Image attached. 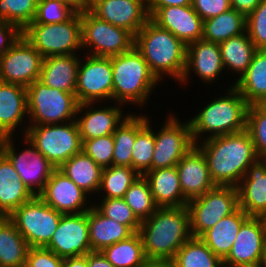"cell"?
<instances>
[{
    "instance_id": "obj_32",
    "label": "cell",
    "mask_w": 266,
    "mask_h": 267,
    "mask_svg": "<svg viewBox=\"0 0 266 267\" xmlns=\"http://www.w3.org/2000/svg\"><path fill=\"white\" fill-rule=\"evenodd\" d=\"M58 169L88 196L98 193L103 168L97 165L84 151L72 156Z\"/></svg>"
},
{
    "instance_id": "obj_58",
    "label": "cell",
    "mask_w": 266,
    "mask_h": 267,
    "mask_svg": "<svg viewBox=\"0 0 266 267\" xmlns=\"http://www.w3.org/2000/svg\"><path fill=\"white\" fill-rule=\"evenodd\" d=\"M260 267H266V245H265V248H264V253H263V257H262V261H261Z\"/></svg>"
},
{
    "instance_id": "obj_38",
    "label": "cell",
    "mask_w": 266,
    "mask_h": 267,
    "mask_svg": "<svg viewBox=\"0 0 266 267\" xmlns=\"http://www.w3.org/2000/svg\"><path fill=\"white\" fill-rule=\"evenodd\" d=\"M171 261L174 267H224L223 261L199 237L187 240Z\"/></svg>"
},
{
    "instance_id": "obj_44",
    "label": "cell",
    "mask_w": 266,
    "mask_h": 267,
    "mask_svg": "<svg viewBox=\"0 0 266 267\" xmlns=\"http://www.w3.org/2000/svg\"><path fill=\"white\" fill-rule=\"evenodd\" d=\"M102 200L93 205L104 216L120 224L127 225L134 233L139 232L141 221L123 198H103Z\"/></svg>"
},
{
    "instance_id": "obj_59",
    "label": "cell",
    "mask_w": 266,
    "mask_h": 267,
    "mask_svg": "<svg viewBox=\"0 0 266 267\" xmlns=\"http://www.w3.org/2000/svg\"><path fill=\"white\" fill-rule=\"evenodd\" d=\"M263 219H264V222H265V225H266V215L263 217Z\"/></svg>"
},
{
    "instance_id": "obj_36",
    "label": "cell",
    "mask_w": 266,
    "mask_h": 267,
    "mask_svg": "<svg viewBox=\"0 0 266 267\" xmlns=\"http://www.w3.org/2000/svg\"><path fill=\"white\" fill-rule=\"evenodd\" d=\"M101 252L114 267H140L147 260L139 232L105 247Z\"/></svg>"
},
{
    "instance_id": "obj_14",
    "label": "cell",
    "mask_w": 266,
    "mask_h": 267,
    "mask_svg": "<svg viewBox=\"0 0 266 267\" xmlns=\"http://www.w3.org/2000/svg\"><path fill=\"white\" fill-rule=\"evenodd\" d=\"M13 141H15L13 136L7 137L3 154L12 163L26 187L35 196H38L44 190L47 181L56 168L25 136L22 137V141L28 147L20 150L19 153L15 151L16 147Z\"/></svg>"
},
{
    "instance_id": "obj_46",
    "label": "cell",
    "mask_w": 266,
    "mask_h": 267,
    "mask_svg": "<svg viewBox=\"0 0 266 267\" xmlns=\"http://www.w3.org/2000/svg\"><path fill=\"white\" fill-rule=\"evenodd\" d=\"M82 151L100 167H110L113 165V134L85 140L82 145Z\"/></svg>"
},
{
    "instance_id": "obj_40",
    "label": "cell",
    "mask_w": 266,
    "mask_h": 267,
    "mask_svg": "<svg viewBox=\"0 0 266 267\" xmlns=\"http://www.w3.org/2000/svg\"><path fill=\"white\" fill-rule=\"evenodd\" d=\"M131 113L113 133L114 166L132 167V152L137 135V115Z\"/></svg>"
},
{
    "instance_id": "obj_8",
    "label": "cell",
    "mask_w": 266,
    "mask_h": 267,
    "mask_svg": "<svg viewBox=\"0 0 266 267\" xmlns=\"http://www.w3.org/2000/svg\"><path fill=\"white\" fill-rule=\"evenodd\" d=\"M25 137L55 168L82 151L83 143L76 120L28 126Z\"/></svg>"
},
{
    "instance_id": "obj_2",
    "label": "cell",
    "mask_w": 266,
    "mask_h": 267,
    "mask_svg": "<svg viewBox=\"0 0 266 267\" xmlns=\"http://www.w3.org/2000/svg\"><path fill=\"white\" fill-rule=\"evenodd\" d=\"M139 233L147 259L171 261L192 237L187 206L158 207L148 219L141 221Z\"/></svg>"
},
{
    "instance_id": "obj_37",
    "label": "cell",
    "mask_w": 266,
    "mask_h": 267,
    "mask_svg": "<svg viewBox=\"0 0 266 267\" xmlns=\"http://www.w3.org/2000/svg\"><path fill=\"white\" fill-rule=\"evenodd\" d=\"M146 114L137 115V135L132 152V168L140 175L151 170L155 148L154 130Z\"/></svg>"
},
{
    "instance_id": "obj_15",
    "label": "cell",
    "mask_w": 266,
    "mask_h": 267,
    "mask_svg": "<svg viewBox=\"0 0 266 267\" xmlns=\"http://www.w3.org/2000/svg\"><path fill=\"white\" fill-rule=\"evenodd\" d=\"M44 57L21 35L0 58V81L27 88L39 80Z\"/></svg>"
},
{
    "instance_id": "obj_30",
    "label": "cell",
    "mask_w": 266,
    "mask_h": 267,
    "mask_svg": "<svg viewBox=\"0 0 266 267\" xmlns=\"http://www.w3.org/2000/svg\"><path fill=\"white\" fill-rule=\"evenodd\" d=\"M88 227L92 251H102L134 234L127 225L104 216L93 204L88 210Z\"/></svg>"
},
{
    "instance_id": "obj_33",
    "label": "cell",
    "mask_w": 266,
    "mask_h": 267,
    "mask_svg": "<svg viewBox=\"0 0 266 267\" xmlns=\"http://www.w3.org/2000/svg\"><path fill=\"white\" fill-rule=\"evenodd\" d=\"M30 246L8 217H0V267H25Z\"/></svg>"
},
{
    "instance_id": "obj_4",
    "label": "cell",
    "mask_w": 266,
    "mask_h": 267,
    "mask_svg": "<svg viewBox=\"0 0 266 267\" xmlns=\"http://www.w3.org/2000/svg\"><path fill=\"white\" fill-rule=\"evenodd\" d=\"M225 94L210 101L197 112L198 114L189 119L195 145L201 139L204 141L246 129L249 104L234 84L230 85Z\"/></svg>"
},
{
    "instance_id": "obj_20",
    "label": "cell",
    "mask_w": 266,
    "mask_h": 267,
    "mask_svg": "<svg viewBox=\"0 0 266 267\" xmlns=\"http://www.w3.org/2000/svg\"><path fill=\"white\" fill-rule=\"evenodd\" d=\"M97 103L79 104L76 113V122L79 128L82 143L85 140L111 135L131 114H123L122 104L95 107ZM94 107V108H93ZM84 111V112H83ZM81 114V115H80Z\"/></svg>"
},
{
    "instance_id": "obj_34",
    "label": "cell",
    "mask_w": 266,
    "mask_h": 267,
    "mask_svg": "<svg viewBox=\"0 0 266 267\" xmlns=\"http://www.w3.org/2000/svg\"><path fill=\"white\" fill-rule=\"evenodd\" d=\"M219 48L224 69L233 74L236 72L237 80L247 71L254 53L258 50L247 31L221 42Z\"/></svg>"
},
{
    "instance_id": "obj_48",
    "label": "cell",
    "mask_w": 266,
    "mask_h": 267,
    "mask_svg": "<svg viewBox=\"0 0 266 267\" xmlns=\"http://www.w3.org/2000/svg\"><path fill=\"white\" fill-rule=\"evenodd\" d=\"M64 259L45 247H30L25 267H63Z\"/></svg>"
},
{
    "instance_id": "obj_24",
    "label": "cell",
    "mask_w": 266,
    "mask_h": 267,
    "mask_svg": "<svg viewBox=\"0 0 266 267\" xmlns=\"http://www.w3.org/2000/svg\"><path fill=\"white\" fill-rule=\"evenodd\" d=\"M239 208L249 217L266 215V160L258 159L237 186Z\"/></svg>"
},
{
    "instance_id": "obj_17",
    "label": "cell",
    "mask_w": 266,
    "mask_h": 267,
    "mask_svg": "<svg viewBox=\"0 0 266 267\" xmlns=\"http://www.w3.org/2000/svg\"><path fill=\"white\" fill-rule=\"evenodd\" d=\"M45 248L63 259L87 255L91 252L88 211L79 214H62L57 229Z\"/></svg>"
},
{
    "instance_id": "obj_21",
    "label": "cell",
    "mask_w": 266,
    "mask_h": 267,
    "mask_svg": "<svg viewBox=\"0 0 266 267\" xmlns=\"http://www.w3.org/2000/svg\"><path fill=\"white\" fill-rule=\"evenodd\" d=\"M38 196L62 214H79L92 207L86 202L88 195L58 168L53 171L44 190Z\"/></svg>"
},
{
    "instance_id": "obj_16",
    "label": "cell",
    "mask_w": 266,
    "mask_h": 267,
    "mask_svg": "<svg viewBox=\"0 0 266 267\" xmlns=\"http://www.w3.org/2000/svg\"><path fill=\"white\" fill-rule=\"evenodd\" d=\"M266 245L263 217H249L240 227L224 267H260Z\"/></svg>"
},
{
    "instance_id": "obj_23",
    "label": "cell",
    "mask_w": 266,
    "mask_h": 267,
    "mask_svg": "<svg viewBox=\"0 0 266 267\" xmlns=\"http://www.w3.org/2000/svg\"><path fill=\"white\" fill-rule=\"evenodd\" d=\"M180 188L184 198L190 201L204 195L214 184L203 152L194 145L177 163Z\"/></svg>"
},
{
    "instance_id": "obj_3",
    "label": "cell",
    "mask_w": 266,
    "mask_h": 267,
    "mask_svg": "<svg viewBox=\"0 0 266 267\" xmlns=\"http://www.w3.org/2000/svg\"><path fill=\"white\" fill-rule=\"evenodd\" d=\"M186 46L151 19L134 36V47L160 81L167 75L179 83L186 67Z\"/></svg>"
},
{
    "instance_id": "obj_45",
    "label": "cell",
    "mask_w": 266,
    "mask_h": 267,
    "mask_svg": "<svg viewBox=\"0 0 266 267\" xmlns=\"http://www.w3.org/2000/svg\"><path fill=\"white\" fill-rule=\"evenodd\" d=\"M77 11L59 0H39L36 15L31 23H64L69 21Z\"/></svg>"
},
{
    "instance_id": "obj_13",
    "label": "cell",
    "mask_w": 266,
    "mask_h": 267,
    "mask_svg": "<svg viewBox=\"0 0 266 267\" xmlns=\"http://www.w3.org/2000/svg\"><path fill=\"white\" fill-rule=\"evenodd\" d=\"M86 55V61L81 58L78 69L75 92L77 102L83 104L101 103L103 100L109 102L110 99L112 101L111 57Z\"/></svg>"
},
{
    "instance_id": "obj_43",
    "label": "cell",
    "mask_w": 266,
    "mask_h": 267,
    "mask_svg": "<svg viewBox=\"0 0 266 267\" xmlns=\"http://www.w3.org/2000/svg\"><path fill=\"white\" fill-rule=\"evenodd\" d=\"M246 130L259 159L266 160V104L249 105Z\"/></svg>"
},
{
    "instance_id": "obj_50",
    "label": "cell",
    "mask_w": 266,
    "mask_h": 267,
    "mask_svg": "<svg viewBox=\"0 0 266 267\" xmlns=\"http://www.w3.org/2000/svg\"><path fill=\"white\" fill-rule=\"evenodd\" d=\"M22 35V31L14 24L0 21V58Z\"/></svg>"
},
{
    "instance_id": "obj_31",
    "label": "cell",
    "mask_w": 266,
    "mask_h": 267,
    "mask_svg": "<svg viewBox=\"0 0 266 267\" xmlns=\"http://www.w3.org/2000/svg\"><path fill=\"white\" fill-rule=\"evenodd\" d=\"M234 87L249 105L266 104V49H258Z\"/></svg>"
},
{
    "instance_id": "obj_9",
    "label": "cell",
    "mask_w": 266,
    "mask_h": 267,
    "mask_svg": "<svg viewBox=\"0 0 266 267\" xmlns=\"http://www.w3.org/2000/svg\"><path fill=\"white\" fill-rule=\"evenodd\" d=\"M81 35L82 50L93 56L111 57L134 47L131 32L99 19L88 8L81 12Z\"/></svg>"
},
{
    "instance_id": "obj_42",
    "label": "cell",
    "mask_w": 266,
    "mask_h": 267,
    "mask_svg": "<svg viewBox=\"0 0 266 267\" xmlns=\"http://www.w3.org/2000/svg\"><path fill=\"white\" fill-rule=\"evenodd\" d=\"M39 0H0V21L16 25L23 31L36 15Z\"/></svg>"
},
{
    "instance_id": "obj_7",
    "label": "cell",
    "mask_w": 266,
    "mask_h": 267,
    "mask_svg": "<svg viewBox=\"0 0 266 267\" xmlns=\"http://www.w3.org/2000/svg\"><path fill=\"white\" fill-rule=\"evenodd\" d=\"M22 35L45 58L78 54L82 49L81 12L64 23H30Z\"/></svg>"
},
{
    "instance_id": "obj_56",
    "label": "cell",
    "mask_w": 266,
    "mask_h": 267,
    "mask_svg": "<svg viewBox=\"0 0 266 267\" xmlns=\"http://www.w3.org/2000/svg\"><path fill=\"white\" fill-rule=\"evenodd\" d=\"M67 5L73 7L77 12H82L87 9L89 6V2L87 0H59Z\"/></svg>"
},
{
    "instance_id": "obj_41",
    "label": "cell",
    "mask_w": 266,
    "mask_h": 267,
    "mask_svg": "<svg viewBox=\"0 0 266 267\" xmlns=\"http://www.w3.org/2000/svg\"><path fill=\"white\" fill-rule=\"evenodd\" d=\"M123 199L140 221L148 219L158 208L143 175L130 186Z\"/></svg>"
},
{
    "instance_id": "obj_39",
    "label": "cell",
    "mask_w": 266,
    "mask_h": 267,
    "mask_svg": "<svg viewBox=\"0 0 266 267\" xmlns=\"http://www.w3.org/2000/svg\"><path fill=\"white\" fill-rule=\"evenodd\" d=\"M140 174L128 166H114L103 168L101 185L98 191L102 198H123L130 186L139 178Z\"/></svg>"
},
{
    "instance_id": "obj_29",
    "label": "cell",
    "mask_w": 266,
    "mask_h": 267,
    "mask_svg": "<svg viewBox=\"0 0 266 267\" xmlns=\"http://www.w3.org/2000/svg\"><path fill=\"white\" fill-rule=\"evenodd\" d=\"M248 218L249 216L238 208L231 215L219 220L199 238L223 261L229 254L241 225Z\"/></svg>"
},
{
    "instance_id": "obj_52",
    "label": "cell",
    "mask_w": 266,
    "mask_h": 267,
    "mask_svg": "<svg viewBox=\"0 0 266 267\" xmlns=\"http://www.w3.org/2000/svg\"><path fill=\"white\" fill-rule=\"evenodd\" d=\"M88 267H114L101 251L88 253Z\"/></svg>"
},
{
    "instance_id": "obj_47",
    "label": "cell",
    "mask_w": 266,
    "mask_h": 267,
    "mask_svg": "<svg viewBox=\"0 0 266 267\" xmlns=\"http://www.w3.org/2000/svg\"><path fill=\"white\" fill-rule=\"evenodd\" d=\"M246 31L257 49H266V0L246 17Z\"/></svg>"
},
{
    "instance_id": "obj_54",
    "label": "cell",
    "mask_w": 266,
    "mask_h": 267,
    "mask_svg": "<svg viewBox=\"0 0 266 267\" xmlns=\"http://www.w3.org/2000/svg\"><path fill=\"white\" fill-rule=\"evenodd\" d=\"M63 267H88V254L64 258Z\"/></svg>"
},
{
    "instance_id": "obj_53",
    "label": "cell",
    "mask_w": 266,
    "mask_h": 267,
    "mask_svg": "<svg viewBox=\"0 0 266 267\" xmlns=\"http://www.w3.org/2000/svg\"><path fill=\"white\" fill-rule=\"evenodd\" d=\"M192 0H147V7L188 6Z\"/></svg>"
},
{
    "instance_id": "obj_57",
    "label": "cell",
    "mask_w": 266,
    "mask_h": 267,
    "mask_svg": "<svg viewBox=\"0 0 266 267\" xmlns=\"http://www.w3.org/2000/svg\"><path fill=\"white\" fill-rule=\"evenodd\" d=\"M7 136L0 132V157L3 155L4 144L6 142Z\"/></svg>"
},
{
    "instance_id": "obj_25",
    "label": "cell",
    "mask_w": 266,
    "mask_h": 267,
    "mask_svg": "<svg viewBox=\"0 0 266 267\" xmlns=\"http://www.w3.org/2000/svg\"><path fill=\"white\" fill-rule=\"evenodd\" d=\"M80 60L79 54L45 57L39 81L50 88L75 95Z\"/></svg>"
},
{
    "instance_id": "obj_19",
    "label": "cell",
    "mask_w": 266,
    "mask_h": 267,
    "mask_svg": "<svg viewBox=\"0 0 266 267\" xmlns=\"http://www.w3.org/2000/svg\"><path fill=\"white\" fill-rule=\"evenodd\" d=\"M150 19L185 45L203 38V20L192 5L147 7Z\"/></svg>"
},
{
    "instance_id": "obj_26",
    "label": "cell",
    "mask_w": 266,
    "mask_h": 267,
    "mask_svg": "<svg viewBox=\"0 0 266 267\" xmlns=\"http://www.w3.org/2000/svg\"><path fill=\"white\" fill-rule=\"evenodd\" d=\"M28 117L25 87L0 81V132L14 136L20 124Z\"/></svg>"
},
{
    "instance_id": "obj_10",
    "label": "cell",
    "mask_w": 266,
    "mask_h": 267,
    "mask_svg": "<svg viewBox=\"0 0 266 267\" xmlns=\"http://www.w3.org/2000/svg\"><path fill=\"white\" fill-rule=\"evenodd\" d=\"M192 237H200L219 220L239 208L238 190L234 186H216L187 203Z\"/></svg>"
},
{
    "instance_id": "obj_18",
    "label": "cell",
    "mask_w": 266,
    "mask_h": 267,
    "mask_svg": "<svg viewBox=\"0 0 266 267\" xmlns=\"http://www.w3.org/2000/svg\"><path fill=\"white\" fill-rule=\"evenodd\" d=\"M88 9L99 19L134 36L150 19L147 0H90Z\"/></svg>"
},
{
    "instance_id": "obj_28",
    "label": "cell",
    "mask_w": 266,
    "mask_h": 267,
    "mask_svg": "<svg viewBox=\"0 0 266 267\" xmlns=\"http://www.w3.org/2000/svg\"><path fill=\"white\" fill-rule=\"evenodd\" d=\"M158 207H183L188 201L180 188L177 167L149 170L143 174Z\"/></svg>"
},
{
    "instance_id": "obj_6",
    "label": "cell",
    "mask_w": 266,
    "mask_h": 267,
    "mask_svg": "<svg viewBox=\"0 0 266 267\" xmlns=\"http://www.w3.org/2000/svg\"><path fill=\"white\" fill-rule=\"evenodd\" d=\"M26 90L30 123H25L23 136L28 126L61 124L76 120L79 103L73 93L50 88L39 80L34 81Z\"/></svg>"
},
{
    "instance_id": "obj_35",
    "label": "cell",
    "mask_w": 266,
    "mask_h": 267,
    "mask_svg": "<svg viewBox=\"0 0 266 267\" xmlns=\"http://www.w3.org/2000/svg\"><path fill=\"white\" fill-rule=\"evenodd\" d=\"M246 31V17L231 8L203 21V40L220 44Z\"/></svg>"
},
{
    "instance_id": "obj_12",
    "label": "cell",
    "mask_w": 266,
    "mask_h": 267,
    "mask_svg": "<svg viewBox=\"0 0 266 267\" xmlns=\"http://www.w3.org/2000/svg\"><path fill=\"white\" fill-rule=\"evenodd\" d=\"M160 130L154 132L155 148L151 170L176 166L195 145L189 120L181 122L170 113Z\"/></svg>"
},
{
    "instance_id": "obj_27",
    "label": "cell",
    "mask_w": 266,
    "mask_h": 267,
    "mask_svg": "<svg viewBox=\"0 0 266 267\" xmlns=\"http://www.w3.org/2000/svg\"><path fill=\"white\" fill-rule=\"evenodd\" d=\"M34 197L3 154L0 157V217H9L18 207Z\"/></svg>"
},
{
    "instance_id": "obj_55",
    "label": "cell",
    "mask_w": 266,
    "mask_h": 267,
    "mask_svg": "<svg viewBox=\"0 0 266 267\" xmlns=\"http://www.w3.org/2000/svg\"><path fill=\"white\" fill-rule=\"evenodd\" d=\"M140 267H174L170 260L147 259Z\"/></svg>"
},
{
    "instance_id": "obj_49",
    "label": "cell",
    "mask_w": 266,
    "mask_h": 267,
    "mask_svg": "<svg viewBox=\"0 0 266 267\" xmlns=\"http://www.w3.org/2000/svg\"><path fill=\"white\" fill-rule=\"evenodd\" d=\"M192 7L203 21L232 8L230 0H192Z\"/></svg>"
},
{
    "instance_id": "obj_1",
    "label": "cell",
    "mask_w": 266,
    "mask_h": 267,
    "mask_svg": "<svg viewBox=\"0 0 266 267\" xmlns=\"http://www.w3.org/2000/svg\"><path fill=\"white\" fill-rule=\"evenodd\" d=\"M200 142L196 146L203 152L216 186L237 187L247 169L259 159L246 129Z\"/></svg>"
},
{
    "instance_id": "obj_5",
    "label": "cell",
    "mask_w": 266,
    "mask_h": 267,
    "mask_svg": "<svg viewBox=\"0 0 266 267\" xmlns=\"http://www.w3.org/2000/svg\"><path fill=\"white\" fill-rule=\"evenodd\" d=\"M111 65L112 101L122 105L135 104L141 108L144 104L146 106L151 92L161 81L150 71L148 64L136 48L111 56Z\"/></svg>"
},
{
    "instance_id": "obj_22",
    "label": "cell",
    "mask_w": 266,
    "mask_h": 267,
    "mask_svg": "<svg viewBox=\"0 0 266 267\" xmlns=\"http://www.w3.org/2000/svg\"><path fill=\"white\" fill-rule=\"evenodd\" d=\"M223 70L219 44L200 39L186 46V67L179 84L185 86L189 83L193 71L203 83L212 84L223 74Z\"/></svg>"
},
{
    "instance_id": "obj_51",
    "label": "cell",
    "mask_w": 266,
    "mask_h": 267,
    "mask_svg": "<svg viewBox=\"0 0 266 267\" xmlns=\"http://www.w3.org/2000/svg\"><path fill=\"white\" fill-rule=\"evenodd\" d=\"M262 0H230L231 7L247 17Z\"/></svg>"
},
{
    "instance_id": "obj_11",
    "label": "cell",
    "mask_w": 266,
    "mask_h": 267,
    "mask_svg": "<svg viewBox=\"0 0 266 267\" xmlns=\"http://www.w3.org/2000/svg\"><path fill=\"white\" fill-rule=\"evenodd\" d=\"M62 213L48 206L39 196L23 203L8 218L30 247H46L59 224Z\"/></svg>"
}]
</instances>
